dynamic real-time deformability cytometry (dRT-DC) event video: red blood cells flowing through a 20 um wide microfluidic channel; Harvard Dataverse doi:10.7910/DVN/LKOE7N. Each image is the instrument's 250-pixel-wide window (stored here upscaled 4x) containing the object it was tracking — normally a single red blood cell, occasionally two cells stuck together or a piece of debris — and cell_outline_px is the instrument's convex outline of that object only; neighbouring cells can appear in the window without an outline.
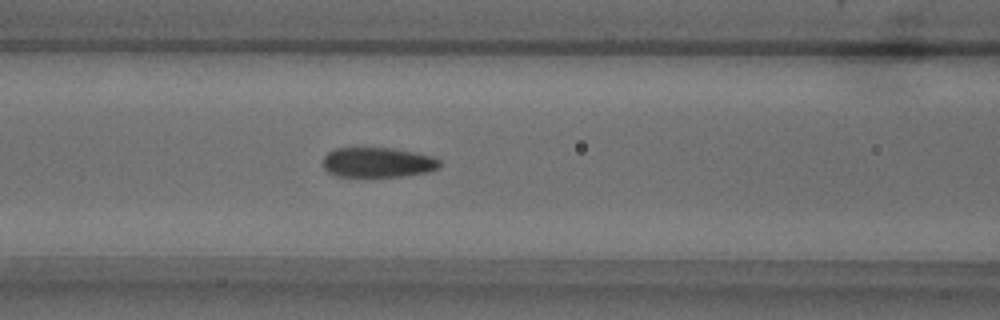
{"species": "common noctule bat (a hibernating species)", "species_latin": "Nyctalus noctula", "temperature_condition": "warm", "stored_images_in_passage": 51, "camera_frame_rate_fps": 3000, "um_per_image_px": 0.085, "animal": {"sex": "male", "body_mass_g": 18.8}, "frame": {"image": 1, "passage_image": 20, "time_ms": 6.333, "image_size_px": [1000, 320], "cell_outline_px": [[440, 168], [428, 172], [404, 176], [336, 176], [328, 172], [324, 168], [324, 156], [328, 152], [336, 148], [392, 148], [432, 156], [440, 160]], "centroid_in_image_um": [32.12, 13.8], "position_along_channel_um": 134.5, "area_um2": 20.29}}
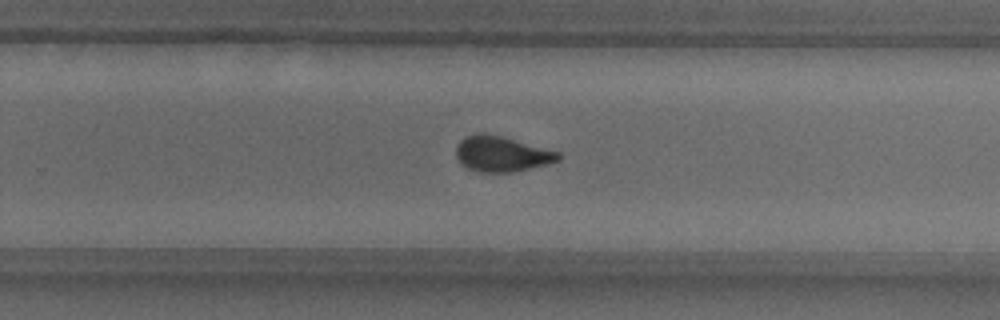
{"frame": {"image": 2, "passage_image": 32, "time_ms": 10.333, "image_size_px": [1000, 320], "cell_outline_px": [[560, 160], [512, 172], [476, 172], [468, 168], [456, 156], [456, 144], [464, 136], [480, 132], [484, 132], [500, 136], [560, 152]], "centroid_in_image_um": [42.59, 13.07], "position_along_channel_um": 287.2, "area_um2": 20.87}}
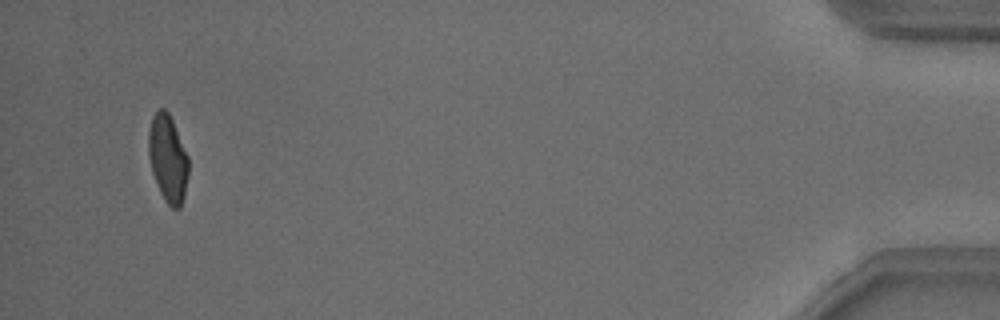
{"frame": {"image": 3, "passage_image": 49, "time_ms": 16.0, "image_size_px": [1000, 320], "cell_outline_px": [[188, 176], [184, 196], [180, 208], [172, 208], [164, 200], [156, 184], [152, 172], [148, 156], [148, 132], [152, 116], [160, 108], [164, 108], [168, 112], [172, 120], [188, 156]], "centroid_in_image_um": [14.25, 13.48], "position_along_channel_um": 420.9, "area_um2": 20.35}, "authors_computed_cell_mechanics": {"area_um2": 21.1548, "velocity_mm_per_s": 3.8223, "shape_relaxation_time_tau1_ms": 4.7204, "shape_relaxation_time_tau2_ms": 1.3175, "deformation_change_tau1": 0.1543, "deformation_change_tau2": 0.0798}}